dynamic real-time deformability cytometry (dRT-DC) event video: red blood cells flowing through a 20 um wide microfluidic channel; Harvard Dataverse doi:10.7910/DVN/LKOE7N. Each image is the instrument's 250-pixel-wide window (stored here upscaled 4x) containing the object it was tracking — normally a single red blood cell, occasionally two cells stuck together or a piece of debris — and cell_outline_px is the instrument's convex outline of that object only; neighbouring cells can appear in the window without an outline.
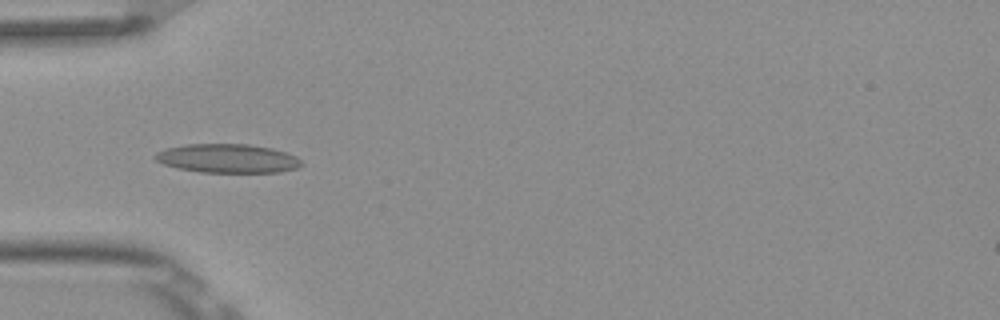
{"species": "Egyptian fruit bat (a non-hibernating species)", "species_latin": "Rousettus aegyptiacus", "temperature_condition": "room temperature", "stored_images_in_passage": 7, "camera_frame_rate_fps": 3000, "um_per_image_px": 0.085, "frame": {"image": 1, "passage_image": 4, "time_ms": 1.0, "image_size_px": [1000, 320], "cell_outline_px": [[304, 164], [300, 168], [280, 172], [200, 172], [176, 168], [164, 164], [156, 160], [152, 156], [156, 152], [168, 148], [184, 144], [248, 144], [272, 148], [296, 156]], "centroid_in_image_um": [19.35, 13.47], "position_along_channel_um": 65.6, "area_um2": 24.74}}
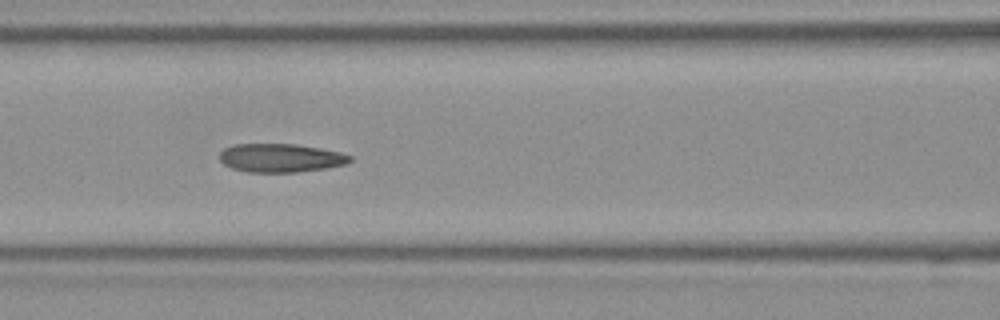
{"frame": {"image": 2, "passage_image": 6, "time_ms": 1.667, "image_size_px": [1000, 320], "cell_outline_px": [[352, 160], [344, 164], [324, 168], [300, 172], [248, 172], [232, 168], [224, 164], [220, 160], [220, 152], [224, 148], [232, 144], [296, 144], [320, 148], [340, 152], [352, 156]], "centroid_in_image_um": [23.83, 13.42], "position_along_channel_um": 142.8, "area_um2": 21.68}}
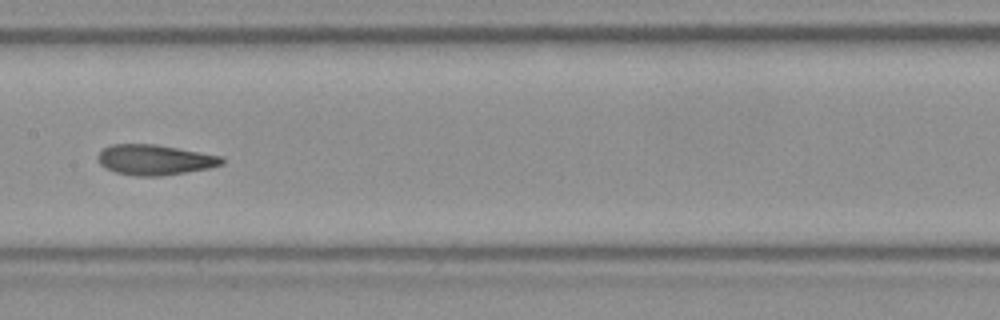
{"frame": {"image": 3, "passage_image": 7, "time_ms": 2.0, "image_size_px": [1000, 320], "cell_outline_px": [[224, 164], [208, 168], [160, 176], [136, 176], [116, 172], [104, 168], [100, 164], [96, 156], [104, 148], [112, 144], [156, 144], [224, 156]], "centroid_in_image_um": [13.16, 13.58], "position_along_channel_um": 194.2, "area_um2": 21.96}}